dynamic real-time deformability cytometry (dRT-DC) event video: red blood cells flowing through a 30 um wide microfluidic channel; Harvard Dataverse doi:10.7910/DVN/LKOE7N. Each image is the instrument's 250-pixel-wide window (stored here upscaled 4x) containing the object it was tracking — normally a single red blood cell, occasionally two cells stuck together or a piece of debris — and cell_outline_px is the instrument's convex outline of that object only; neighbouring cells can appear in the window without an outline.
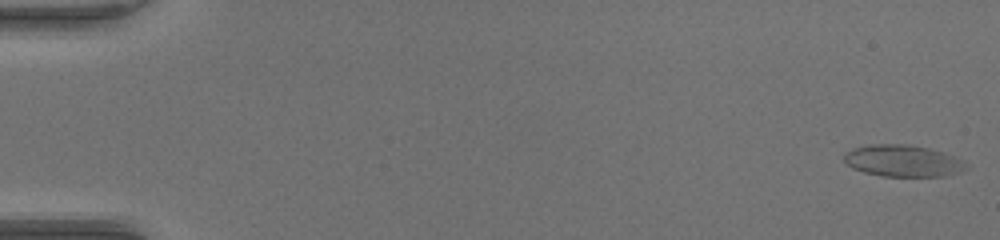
{"species": "common noctule bat (a hibernating species)", "species_latin": "Nyctalus noctula", "temperature_condition": "warm", "stored_images_in_passage": 52, "camera_frame_rate_fps": 3000, "um_per_image_px": 0.085, "animal": {"sex": "female", "body_mass_g": 17.0, "forearm_length_mm": 48.0}, "frame": {"image": 1, "passage_image": 1, "time_ms": 0.0, "image_size_px": [1000, 240], "cell_outline_px": [[968, 168], [960, 172], [944, 176], [884, 176], [864, 172], [852, 168], [844, 160], [844, 152], [852, 148], [868, 144], [908, 144], [928, 148], [964, 160]], "centroid_in_image_um": [76.72, 13.66], "position_along_channel_um": 8.3, "area_um2": 22.54}}
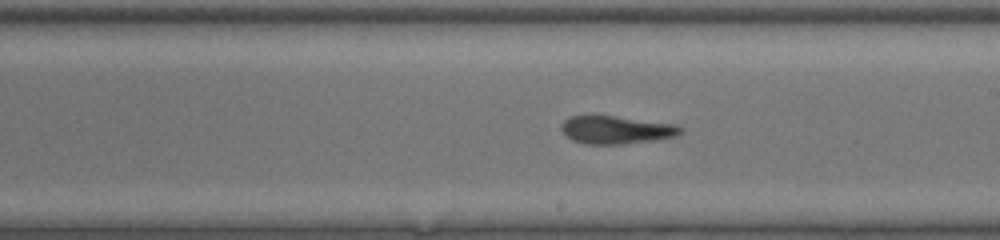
{"frame": {"image": 2, "passage_image": 31, "time_ms": 10.0, "image_size_px": [1000, 240], "cell_outline_px": [[684, 132], [676, 136], [652, 140], [624, 144], [584, 144], [572, 140], [564, 136], [560, 128], [560, 124], [568, 116], [612, 116], [676, 124], [684, 128]], "centroid_in_image_um": [52.35, 11.04], "position_along_channel_um": 236.7, "area_um2": 19.54}}
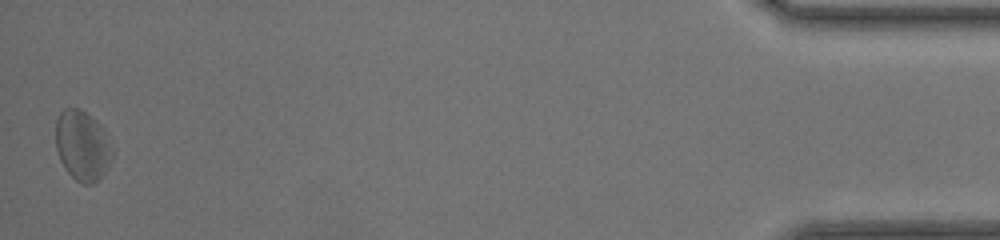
{"frame": {"image": 3, "passage_image": 52, "time_ms": 17.0, "image_size_px": [1000, 240], "cell_outline_px": [[112, 152], [108, 164], [100, 180], [92, 184], [84, 184], [76, 180], [64, 168], [60, 160], [56, 148], [56, 120], [60, 112], [64, 108], [80, 108], [104, 128]], "centroid_in_image_um": [6.97, 12.38], "position_along_channel_um": 428.2, "area_um2": 22.89}, "authors_computed_cell_mechanics": {"area_um2": 20.9525, "velocity_mm_per_s": 4.0154, "shape_relaxation_time_tau1_ms": null, "shape_relaxation_time_tau2_ms": 3.6731, "deformation_change_tau1": null, "deformation_change_tau2": 0.1433}}